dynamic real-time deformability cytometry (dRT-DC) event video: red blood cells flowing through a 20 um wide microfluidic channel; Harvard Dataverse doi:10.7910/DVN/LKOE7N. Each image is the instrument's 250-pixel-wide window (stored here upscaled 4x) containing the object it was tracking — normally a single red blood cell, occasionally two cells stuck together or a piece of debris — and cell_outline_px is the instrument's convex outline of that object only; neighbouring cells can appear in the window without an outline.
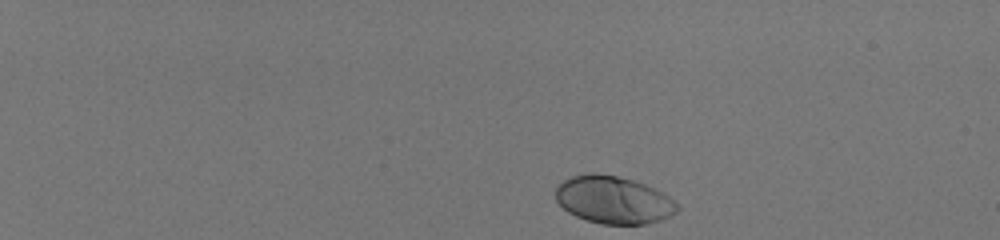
{"species": "human", "species_latin": "Homo sapiens", "temperature_condition": "room temperature", "stored_images_in_passage": 43, "camera_frame_rate_fps": 3000, "um_per_image_px": 0.085, "donor": {"sex": "male"}, "frame": {"image": 1, "passage_image": 1, "time_ms": 0.0, "image_size_px": [1000, 240], "cell_outline_px": [[680, 208], [676, 212], [660, 220], [644, 224], [600, 224], [576, 216], [568, 212], [556, 200], [556, 184], [572, 176], [584, 172], [596, 172], [616, 176], [632, 180], [644, 184], [668, 196], [680, 204]], "centroid_in_image_um": [52.12, 16.98], "position_along_channel_um": 32.9, "area_um2": 33.7}}
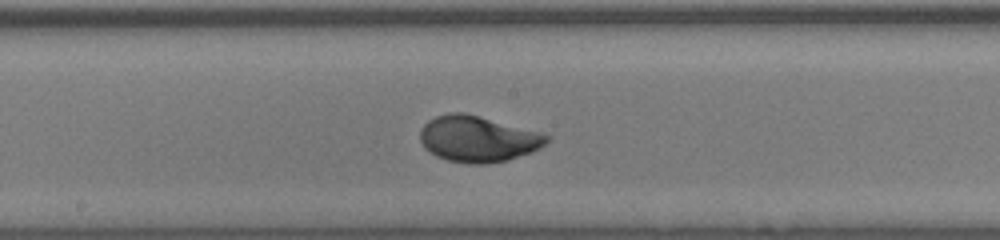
{"frame": {"image": 2, "passage_image": 25, "time_ms": 8.0, "image_size_px": [1000, 240], "cell_outline_px": [[552, 136], [540, 148], [508, 160], [488, 164], [468, 164], [448, 160], [436, 156], [424, 148], [420, 140], [420, 128], [428, 120], [436, 116], [448, 112], [464, 112], [480, 116], [540, 132]], "centroid_in_image_um": [40.59, 11.8], "position_along_channel_um": 207.6, "area_um2": 34.1}}
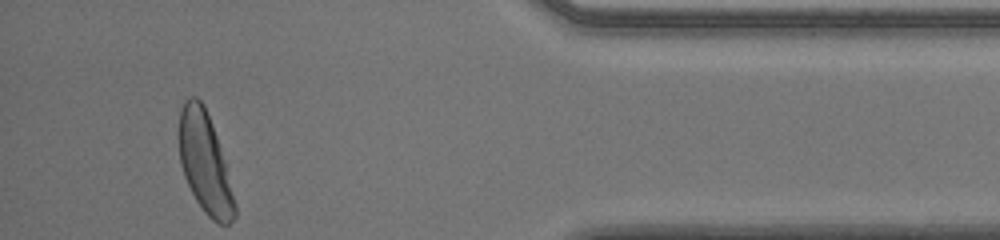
{"frame": {"image": 3, "passage_image": 43, "time_ms": 14.0, "image_size_px": [1000, 240], "cell_outline_px": [[236, 216], [228, 224], [216, 224], [204, 212], [196, 200], [184, 176], [180, 164], [176, 136], [180, 108], [184, 100], [188, 96], [196, 96], [204, 104], [216, 136], [224, 160], [236, 204]], "centroid_in_image_um": [17.36, 13.8], "position_along_channel_um": 417.8, "area_um2": 33.06}, "authors_computed_cell_mechanics": {"area_um2": 32.8304, "velocity_mm_per_s": 3.9788, "shape_relaxation_time_tau1_ms": 2.3026, "shape_relaxation_time_tau2_ms": null, "deformation_change_tau1": 0.1688, "deformation_change_tau2": null}}